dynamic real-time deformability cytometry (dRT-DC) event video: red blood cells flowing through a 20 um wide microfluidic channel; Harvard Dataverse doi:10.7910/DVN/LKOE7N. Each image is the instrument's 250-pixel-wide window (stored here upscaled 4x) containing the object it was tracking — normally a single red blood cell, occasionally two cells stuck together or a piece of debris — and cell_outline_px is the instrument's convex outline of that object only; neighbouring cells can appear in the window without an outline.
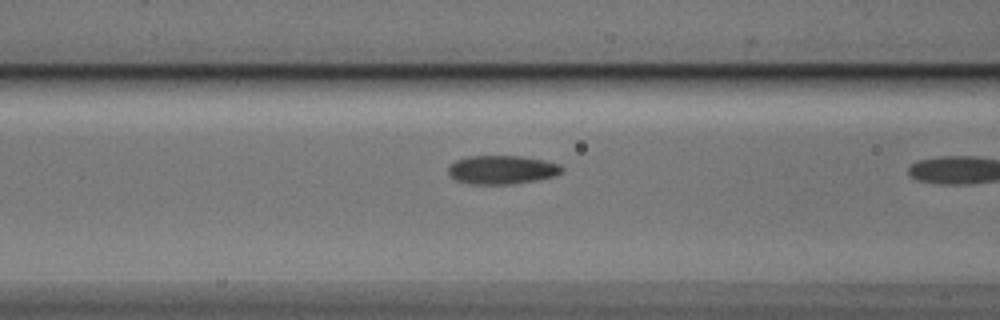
{"species": "Egyptian fruit bat (a non-hibernating species)", "species_latin": "Rousettus aegyptiacus", "temperature_condition": "cold", "stored_images_in_passage": 21, "segment_of_instrument_passage": [2, 2], "camera_frame_rate_fps": 3000, "um_per_image_px": 0.085, "animal": {"sex": "male"}, "frame": {"image": 1, "passage_image": 20, "time_ms": 6.333, "image_size_px": [1000, 320], "cell_outline_px": [[564, 168], [556, 176], [536, 180], [512, 184], [468, 184], [456, 180], [448, 176], [448, 168], [456, 160], [468, 156], [520, 156], [544, 160], [560, 164]], "centroid_in_image_um": [42.65, 14.43], "position_along_channel_um": 123.9, "area_um2": 19.07}}